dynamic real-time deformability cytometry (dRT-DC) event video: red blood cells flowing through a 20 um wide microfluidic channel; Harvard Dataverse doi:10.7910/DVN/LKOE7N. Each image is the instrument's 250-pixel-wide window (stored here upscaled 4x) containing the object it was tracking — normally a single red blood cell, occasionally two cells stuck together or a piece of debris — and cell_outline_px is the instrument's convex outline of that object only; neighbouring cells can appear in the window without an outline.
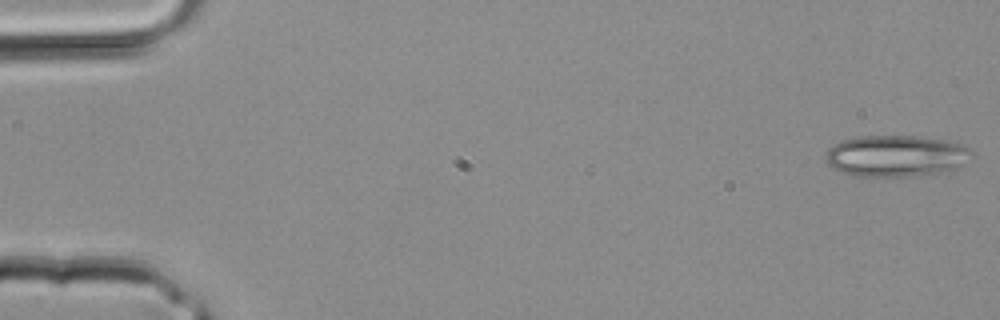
{"species": "common noctule bat (a hibernating species)", "species_latin": "Nyctalus noctula", "temperature_condition": "room temperature", "stored_images_in_passage": 3, "camera_frame_rate_fps": 3000, "um_per_image_px": 0.085, "animal": {"sex": "male", "body_mass_g": 20.4}, "frame": {"image": 1, "passage_image": 1, "time_ms": 0.0, "image_size_px": [1000, 320], "cell_outline_px": [[976, 156], [956, 168], [948, 172], [916, 176], [852, 176], [840, 172], [828, 164], [824, 160], [824, 156], [828, 148], [832, 144], [840, 140], [860, 136], [916, 136], [940, 140], [960, 144], [968, 148]], "centroid_in_image_um": [76.14, 13.27], "position_along_channel_um": 8.9, "area_um2": 35.72}}